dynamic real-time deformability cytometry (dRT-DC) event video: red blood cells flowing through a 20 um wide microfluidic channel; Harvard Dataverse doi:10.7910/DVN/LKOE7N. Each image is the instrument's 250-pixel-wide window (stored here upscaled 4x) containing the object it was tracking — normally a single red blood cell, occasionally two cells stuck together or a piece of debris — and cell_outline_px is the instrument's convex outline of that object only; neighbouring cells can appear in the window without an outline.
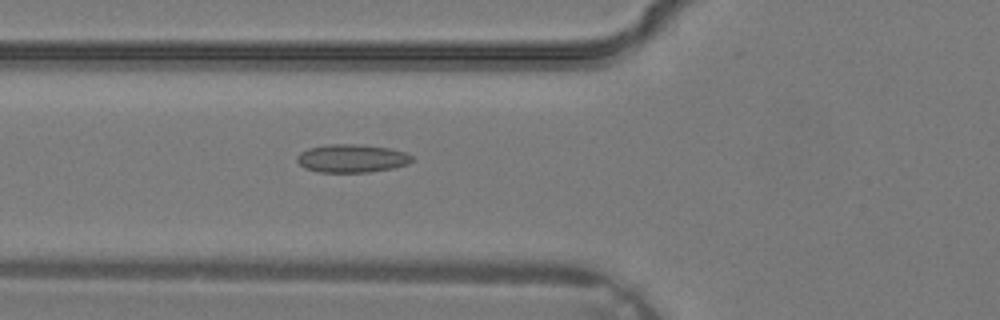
{"species": "common noctule bat (a hibernating species)", "species_latin": "Nyctalus noctula", "temperature_condition": "warm", "stored_images_in_passage": 23, "camera_frame_rate_fps": 3000, "um_per_image_px": 0.085, "animal": {"sex": "male", "body_mass_g": 19.2, "forearm_length_mm": 51.8}, "frame": {"image": 1, "passage_image": 2, "time_ms": 0.333, "image_size_px": [1000, 320], "cell_outline_px": [[416, 160], [408, 164], [392, 168], [368, 172], [320, 172], [304, 168], [296, 160], [296, 156], [300, 152], [308, 148], [324, 144], [356, 144], [388, 148], [404, 152], [412, 156]], "centroid_in_image_um": [29.89, 13.46], "position_along_channel_um": 95.9, "area_um2": 18.96}}
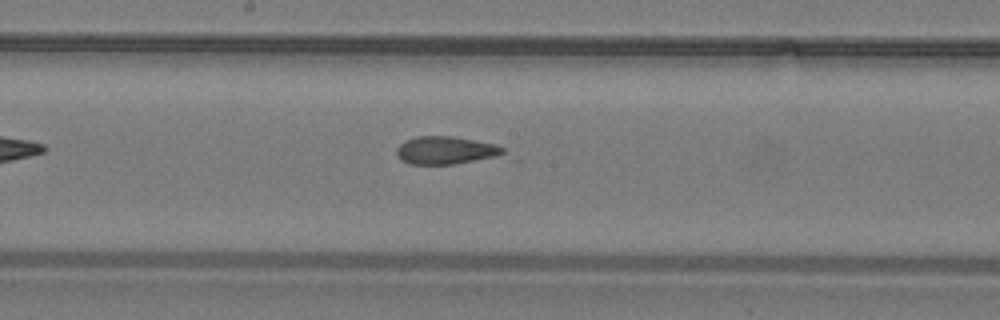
{"frame": {"image": 2, "passage_image": 8, "time_ms": 2.333, "image_size_px": [1000, 320], "cell_outline_px": [[520, 160], [452, 164], [408, 164], [400, 160], [396, 156], [396, 148], [400, 144], [416, 136], [452, 136], [496, 144], [504, 148]], "centroid_in_image_um": [38.27, 12.84], "position_along_channel_um": 209.9, "area_um2": 19.13}}
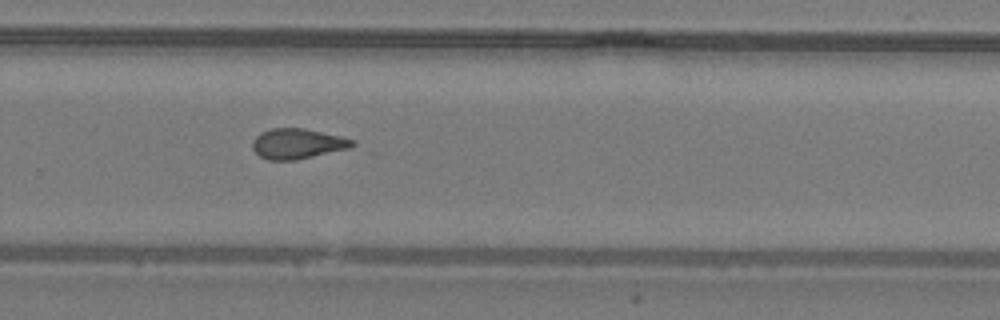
{"frame": {"image": 3, "passage_image": 13, "time_ms": 4.0, "image_size_px": [1000, 320], "cell_outline_px": [[356, 144], [352, 148], [296, 160], [268, 160], [260, 156], [252, 148], [252, 140], [260, 132], [272, 128], [304, 128], [340, 136], [356, 140]], "centroid_in_image_um": [25.31, 12.21], "position_along_channel_um": 304.5, "area_um2": 17.8}}